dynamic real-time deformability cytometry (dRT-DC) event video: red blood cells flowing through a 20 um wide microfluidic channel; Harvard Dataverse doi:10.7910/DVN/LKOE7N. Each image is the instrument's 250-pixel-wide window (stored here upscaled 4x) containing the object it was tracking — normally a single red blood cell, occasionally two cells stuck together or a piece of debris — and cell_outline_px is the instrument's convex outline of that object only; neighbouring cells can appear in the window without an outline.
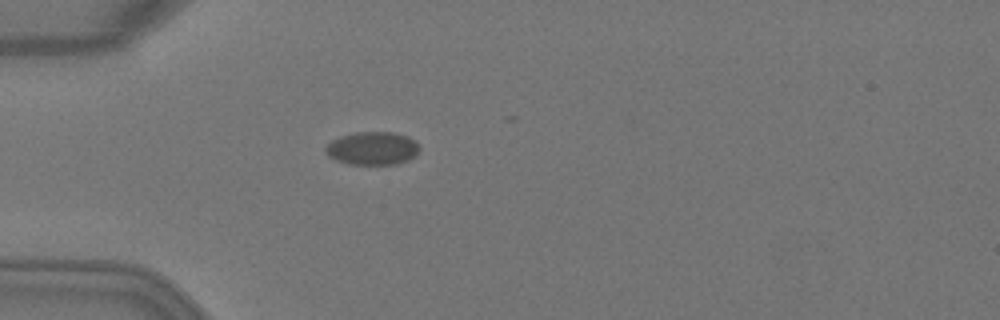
{"species": "Egyptian fruit bat (a non-hibernating species)", "species_latin": "Rousettus aegyptiacus", "temperature_condition": "warm", "stored_images_in_passage": 1, "camera_frame_rate_fps": 3000, "um_per_image_px": 0.085, "animal": {"sex": "female"}, "frame": {"image": 1, "passage_image": 1, "time_ms": 0.0, "image_size_px": [1000, 320], "cell_outline_px": [[420, 148], [412, 156], [396, 164], [348, 164], [336, 160], [328, 156], [324, 152], [324, 148], [332, 140], [340, 136], [356, 132], [392, 132], [416, 140]], "centroid_in_image_um": [31.59, 12.6], "position_along_channel_um": 53.4, "area_um2": 17.92}}